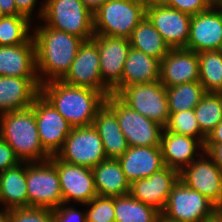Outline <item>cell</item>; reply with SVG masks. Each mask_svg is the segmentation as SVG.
Segmentation results:
<instances>
[{"instance_id":"1","label":"cell","mask_w":222,"mask_h":222,"mask_svg":"<svg viewBox=\"0 0 222 222\" xmlns=\"http://www.w3.org/2000/svg\"><path fill=\"white\" fill-rule=\"evenodd\" d=\"M32 34L35 43L36 72L40 84L61 80L70 69L84 40L47 27L45 24L36 27Z\"/></svg>"},{"instance_id":"2","label":"cell","mask_w":222,"mask_h":222,"mask_svg":"<svg viewBox=\"0 0 222 222\" xmlns=\"http://www.w3.org/2000/svg\"><path fill=\"white\" fill-rule=\"evenodd\" d=\"M40 93L74 127L91 126L106 97L88 87L70 86L61 80L40 86Z\"/></svg>"},{"instance_id":"3","label":"cell","mask_w":222,"mask_h":222,"mask_svg":"<svg viewBox=\"0 0 222 222\" xmlns=\"http://www.w3.org/2000/svg\"><path fill=\"white\" fill-rule=\"evenodd\" d=\"M0 137L14 150L20 162H43L51 156L43 149L32 107L0 115Z\"/></svg>"},{"instance_id":"4","label":"cell","mask_w":222,"mask_h":222,"mask_svg":"<svg viewBox=\"0 0 222 222\" xmlns=\"http://www.w3.org/2000/svg\"><path fill=\"white\" fill-rule=\"evenodd\" d=\"M39 18L47 27L78 36L84 41L94 36L93 13L81 0H45Z\"/></svg>"},{"instance_id":"5","label":"cell","mask_w":222,"mask_h":222,"mask_svg":"<svg viewBox=\"0 0 222 222\" xmlns=\"http://www.w3.org/2000/svg\"><path fill=\"white\" fill-rule=\"evenodd\" d=\"M145 16L138 0H107L93 14L94 34L129 38Z\"/></svg>"},{"instance_id":"6","label":"cell","mask_w":222,"mask_h":222,"mask_svg":"<svg viewBox=\"0 0 222 222\" xmlns=\"http://www.w3.org/2000/svg\"><path fill=\"white\" fill-rule=\"evenodd\" d=\"M105 104L115 113L129 147L161 146L164 127L130 108L116 94H110Z\"/></svg>"},{"instance_id":"7","label":"cell","mask_w":222,"mask_h":222,"mask_svg":"<svg viewBox=\"0 0 222 222\" xmlns=\"http://www.w3.org/2000/svg\"><path fill=\"white\" fill-rule=\"evenodd\" d=\"M28 207L55 210L63 204L56 166L50 161L26 162Z\"/></svg>"},{"instance_id":"8","label":"cell","mask_w":222,"mask_h":222,"mask_svg":"<svg viewBox=\"0 0 222 222\" xmlns=\"http://www.w3.org/2000/svg\"><path fill=\"white\" fill-rule=\"evenodd\" d=\"M117 96L130 108L162 127L168 123L167 91L160 81L124 87Z\"/></svg>"},{"instance_id":"9","label":"cell","mask_w":222,"mask_h":222,"mask_svg":"<svg viewBox=\"0 0 222 222\" xmlns=\"http://www.w3.org/2000/svg\"><path fill=\"white\" fill-rule=\"evenodd\" d=\"M56 156L66 163L91 169L107 159L100 135L93 125L72 128Z\"/></svg>"},{"instance_id":"10","label":"cell","mask_w":222,"mask_h":222,"mask_svg":"<svg viewBox=\"0 0 222 222\" xmlns=\"http://www.w3.org/2000/svg\"><path fill=\"white\" fill-rule=\"evenodd\" d=\"M219 208L198 191L190 189L180 179L172 188L167 204L161 212L165 217L180 222H202Z\"/></svg>"},{"instance_id":"11","label":"cell","mask_w":222,"mask_h":222,"mask_svg":"<svg viewBox=\"0 0 222 222\" xmlns=\"http://www.w3.org/2000/svg\"><path fill=\"white\" fill-rule=\"evenodd\" d=\"M31 107L42 147L50 156H54L62 149L73 127L41 93Z\"/></svg>"},{"instance_id":"12","label":"cell","mask_w":222,"mask_h":222,"mask_svg":"<svg viewBox=\"0 0 222 222\" xmlns=\"http://www.w3.org/2000/svg\"><path fill=\"white\" fill-rule=\"evenodd\" d=\"M61 81L70 86L92 88L106 98L112 94L111 89L102 81L99 51L92 39L80 45L70 69Z\"/></svg>"},{"instance_id":"13","label":"cell","mask_w":222,"mask_h":222,"mask_svg":"<svg viewBox=\"0 0 222 222\" xmlns=\"http://www.w3.org/2000/svg\"><path fill=\"white\" fill-rule=\"evenodd\" d=\"M92 40L99 51L102 81L112 94L117 95L121 91L123 67L131 48L129 38L94 34Z\"/></svg>"},{"instance_id":"14","label":"cell","mask_w":222,"mask_h":222,"mask_svg":"<svg viewBox=\"0 0 222 222\" xmlns=\"http://www.w3.org/2000/svg\"><path fill=\"white\" fill-rule=\"evenodd\" d=\"M206 156L209 159H205ZM179 172V179L190 189L222 207V171L205 153ZM204 157V158H201ZM201 158V159H200Z\"/></svg>"},{"instance_id":"15","label":"cell","mask_w":222,"mask_h":222,"mask_svg":"<svg viewBox=\"0 0 222 222\" xmlns=\"http://www.w3.org/2000/svg\"><path fill=\"white\" fill-rule=\"evenodd\" d=\"M57 169L63 203L71 201L76 203H89L98 196L91 168L73 165L60 160L56 155L49 159Z\"/></svg>"},{"instance_id":"16","label":"cell","mask_w":222,"mask_h":222,"mask_svg":"<svg viewBox=\"0 0 222 222\" xmlns=\"http://www.w3.org/2000/svg\"><path fill=\"white\" fill-rule=\"evenodd\" d=\"M146 17L171 49L187 46L192 16L161 5L147 8Z\"/></svg>"},{"instance_id":"17","label":"cell","mask_w":222,"mask_h":222,"mask_svg":"<svg viewBox=\"0 0 222 222\" xmlns=\"http://www.w3.org/2000/svg\"><path fill=\"white\" fill-rule=\"evenodd\" d=\"M185 49L197 53L222 50V12L216 6L191 17L190 34Z\"/></svg>"},{"instance_id":"18","label":"cell","mask_w":222,"mask_h":222,"mask_svg":"<svg viewBox=\"0 0 222 222\" xmlns=\"http://www.w3.org/2000/svg\"><path fill=\"white\" fill-rule=\"evenodd\" d=\"M178 181L179 171L165 166L148 178L133 181L129 194L162 212L172 188Z\"/></svg>"},{"instance_id":"19","label":"cell","mask_w":222,"mask_h":222,"mask_svg":"<svg viewBox=\"0 0 222 222\" xmlns=\"http://www.w3.org/2000/svg\"><path fill=\"white\" fill-rule=\"evenodd\" d=\"M199 81L197 52L177 48L170 49L160 61V82L167 88Z\"/></svg>"},{"instance_id":"20","label":"cell","mask_w":222,"mask_h":222,"mask_svg":"<svg viewBox=\"0 0 222 222\" xmlns=\"http://www.w3.org/2000/svg\"><path fill=\"white\" fill-rule=\"evenodd\" d=\"M40 86L38 77L0 76V114L31 107Z\"/></svg>"},{"instance_id":"21","label":"cell","mask_w":222,"mask_h":222,"mask_svg":"<svg viewBox=\"0 0 222 222\" xmlns=\"http://www.w3.org/2000/svg\"><path fill=\"white\" fill-rule=\"evenodd\" d=\"M117 160L130 184L148 178L165 167L161 146L129 147Z\"/></svg>"},{"instance_id":"22","label":"cell","mask_w":222,"mask_h":222,"mask_svg":"<svg viewBox=\"0 0 222 222\" xmlns=\"http://www.w3.org/2000/svg\"><path fill=\"white\" fill-rule=\"evenodd\" d=\"M204 150V143L194 137L175 134L163 129L161 136V150L164 165L179 172L201 156L199 150ZM198 150V152H197ZM196 153V154H195Z\"/></svg>"},{"instance_id":"23","label":"cell","mask_w":222,"mask_h":222,"mask_svg":"<svg viewBox=\"0 0 222 222\" xmlns=\"http://www.w3.org/2000/svg\"><path fill=\"white\" fill-rule=\"evenodd\" d=\"M0 76L38 77L33 37L24 44L0 46Z\"/></svg>"},{"instance_id":"24","label":"cell","mask_w":222,"mask_h":222,"mask_svg":"<svg viewBox=\"0 0 222 222\" xmlns=\"http://www.w3.org/2000/svg\"><path fill=\"white\" fill-rule=\"evenodd\" d=\"M92 125L100 135L107 159H118L124 155L129 145L115 113L106 104L97 111Z\"/></svg>"},{"instance_id":"25","label":"cell","mask_w":222,"mask_h":222,"mask_svg":"<svg viewBox=\"0 0 222 222\" xmlns=\"http://www.w3.org/2000/svg\"><path fill=\"white\" fill-rule=\"evenodd\" d=\"M160 81V60L130 48L123 67L121 90L124 87Z\"/></svg>"},{"instance_id":"26","label":"cell","mask_w":222,"mask_h":222,"mask_svg":"<svg viewBox=\"0 0 222 222\" xmlns=\"http://www.w3.org/2000/svg\"><path fill=\"white\" fill-rule=\"evenodd\" d=\"M95 189L98 196L118 197L130 193L127 180L117 159H106L92 168Z\"/></svg>"},{"instance_id":"27","label":"cell","mask_w":222,"mask_h":222,"mask_svg":"<svg viewBox=\"0 0 222 222\" xmlns=\"http://www.w3.org/2000/svg\"><path fill=\"white\" fill-rule=\"evenodd\" d=\"M0 202L8 210L28 207L26 162L0 173Z\"/></svg>"},{"instance_id":"28","label":"cell","mask_w":222,"mask_h":222,"mask_svg":"<svg viewBox=\"0 0 222 222\" xmlns=\"http://www.w3.org/2000/svg\"><path fill=\"white\" fill-rule=\"evenodd\" d=\"M129 42L132 48L160 61L171 49L146 16L133 30Z\"/></svg>"},{"instance_id":"29","label":"cell","mask_w":222,"mask_h":222,"mask_svg":"<svg viewBox=\"0 0 222 222\" xmlns=\"http://www.w3.org/2000/svg\"><path fill=\"white\" fill-rule=\"evenodd\" d=\"M115 222H158L161 212L130 194L114 197Z\"/></svg>"},{"instance_id":"30","label":"cell","mask_w":222,"mask_h":222,"mask_svg":"<svg viewBox=\"0 0 222 222\" xmlns=\"http://www.w3.org/2000/svg\"><path fill=\"white\" fill-rule=\"evenodd\" d=\"M198 54L199 82L206 92H222V50L201 51Z\"/></svg>"},{"instance_id":"31","label":"cell","mask_w":222,"mask_h":222,"mask_svg":"<svg viewBox=\"0 0 222 222\" xmlns=\"http://www.w3.org/2000/svg\"><path fill=\"white\" fill-rule=\"evenodd\" d=\"M169 112L194 109L207 93L199 81L167 87Z\"/></svg>"},{"instance_id":"32","label":"cell","mask_w":222,"mask_h":222,"mask_svg":"<svg viewBox=\"0 0 222 222\" xmlns=\"http://www.w3.org/2000/svg\"><path fill=\"white\" fill-rule=\"evenodd\" d=\"M200 131L207 135L222 121V93L207 92L194 108Z\"/></svg>"},{"instance_id":"33","label":"cell","mask_w":222,"mask_h":222,"mask_svg":"<svg viewBox=\"0 0 222 222\" xmlns=\"http://www.w3.org/2000/svg\"><path fill=\"white\" fill-rule=\"evenodd\" d=\"M31 21L23 15H6L0 19V46L26 43L32 35Z\"/></svg>"},{"instance_id":"34","label":"cell","mask_w":222,"mask_h":222,"mask_svg":"<svg viewBox=\"0 0 222 222\" xmlns=\"http://www.w3.org/2000/svg\"><path fill=\"white\" fill-rule=\"evenodd\" d=\"M169 113L168 123L164 127L166 131L191 136L205 143L206 136L200 131L194 109Z\"/></svg>"},{"instance_id":"35","label":"cell","mask_w":222,"mask_h":222,"mask_svg":"<svg viewBox=\"0 0 222 222\" xmlns=\"http://www.w3.org/2000/svg\"><path fill=\"white\" fill-rule=\"evenodd\" d=\"M85 211L86 222H115L114 197L96 196L89 203Z\"/></svg>"},{"instance_id":"36","label":"cell","mask_w":222,"mask_h":222,"mask_svg":"<svg viewBox=\"0 0 222 222\" xmlns=\"http://www.w3.org/2000/svg\"><path fill=\"white\" fill-rule=\"evenodd\" d=\"M10 222H54L53 210L22 207L9 210Z\"/></svg>"},{"instance_id":"37","label":"cell","mask_w":222,"mask_h":222,"mask_svg":"<svg viewBox=\"0 0 222 222\" xmlns=\"http://www.w3.org/2000/svg\"><path fill=\"white\" fill-rule=\"evenodd\" d=\"M165 6L190 16L207 11L211 7L207 0H166Z\"/></svg>"},{"instance_id":"38","label":"cell","mask_w":222,"mask_h":222,"mask_svg":"<svg viewBox=\"0 0 222 222\" xmlns=\"http://www.w3.org/2000/svg\"><path fill=\"white\" fill-rule=\"evenodd\" d=\"M53 217L54 222H86L85 212L76 210L74 206L67 207L65 203L53 210Z\"/></svg>"},{"instance_id":"39","label":"cell","mask_w":222,"mask_h":222,"mask_svg":"<svg viewBox=\"0 0 222 222\" xmlns=\"http://www.w3.org/2000/svg\"><path fill=\"white\" fill-rule=\"evenodd\" d=\"M19 163L21 162L16 157L13 148L0 137V173Z\"/></svg>"},{"instance_id":"40","label":"cell","mask_w":222,"mask_h":222,"mask_svg":"<svg viewBox=\"0 0 222 222\" xmlns=\"http://www.w3.org/2000/svg\"><path fill=\"white\" fill-rule=\"evenodd\" d=\"M204 150L222 171V144H204Z\"/></svg>"},{"instance_id":"41","label":"cell","mask_w":222,"mask_h":222,"mask_svg":"<svg viewBox=\"0 0 222 222\" xmlns=\"http://www.w3.org/2000/svg\"><path fill=\"white\" fill-rule=\"evenodd\" d=\"M15 6L18 12L27 17L30 21L32 20V12L38 0H14Z\"/></svg>"},{"instance_id":"42","label":"cell","mask_w":222,"mask_h":222,"mask_svg":"<svg viewBox=\"0 0 222 222\" xmlns=\"http://www.w3.org/2000/svg\"><path fill=\"white\" fill-rule=\"evenodd\" d=\"M204 144H222V121L207 135Z\"/></svg>"},{"instance_id":"43","label":"cell","mask_w":222,"mask_h":222,"mask_svg":"<svg viewBox=\"0 0 222 222\" xmlns=\"http://www.w3.org/2000/svg\"><path fill=\"white\" fill-rule=\"evenodd\" d=\"M0 7L5 15H21L15 6L14 0H0Z\"/></svg>"},{"instance_id":"44","label":"cell","mask_w":222,"mask_h":222,"mask_svg":"<svg viewBox=\"0 0 222 222\" xmlns=\"http://www.w3.org/2000/svg\"><path fill=\"white\" fill-rule=\"evenodd\" d=\"M94 14L107 0H81Z\"/></svg>"},{"instance_id":"45","label":"cell","mask_w":222,"mask_h":222,"mask_svg":"<svg viewBox=\"0 0 222 222\" xmlns=\"http://www.w3.org/2000/svg\"><path fill=\"white\" fill-rule=\"evenodd\" d=\"M138 1H140L145 6L146 9L152 6H161L166 4V0H138Z\"/></svg>"},{"instance_id":"46","label":"cell","mask_w":222,"mask_h":222,"mask_svg":"<svg viewBox=\"0 0 222 222\" xmlns=\"http://www.w3.org/2000/svg\"><path fill=\"white\" fill-rule=\"evenodd\" d=\"M202 222H222V211L218 210L213 216L204 219Z\"/></svg>"},{"instance_id":"47","label":"cell","mask_w":222,"mask_h":222,"mask_svg":"<svg viewBox=\"0 0 222 222\" xmlns=\"http://www.w3.org/2000/svg\"><path fill=\"white\" fill-rule=\"evenodd\" d=\"M0 222H10V213L8 209L0 210Z\"/></svg>"},{"instance_id":"48","label":"cell","mask_w":222,"mask_h":222,"mask_svg":"<svg viewBox=\"0 0 222 222\" xmlns=\"http://www.w3.org/2000/svg\"><path fill=\"white\" fill-rule=\"evenodd\" d=\"M158 222H180V221L171 220V219L165 217V216L161 213L160 216H159Z\"/></svg>"},{"instance_id":"49","label":"cell","mask_w":222,"mask_h":222,"mask_svg":"<svg viewBox=\"0 0 222 222\" xmlns=\"http://www.w3.org/2000/svg\"><path fill=\"white\" fill-rule=\"evenodd\" d=\"M208 3L211 5V6H216V4L220 1V0H207Z\"/></svg>"},{"instance_id":"50","label":"cell","mask_w":222,"mask_h":222,"mask_svg":"<svg viewBox=\"0 0 222 222\" xmlns=\"http://www.w3.org/2000/svg\"><path fill=\"white\" fill-rule=\"evenodd\" d=\"M216 7L222 12V0L216 4Z\"/></svg>"},{"instance_id":"51","label":"cell","mask_w":222,"mask_h":222,"mask_svg":"<svg viewBox=\"0 0 222 222\" xmlns=\"http://www.w3.org/2000/svg\"><path fill=\"white\" fill-rule=\"evenodd\" d=\"M6 15L4 14V12L2 11V8L0 7V19L5 17Z\"/></svg>"}]
</instances>
